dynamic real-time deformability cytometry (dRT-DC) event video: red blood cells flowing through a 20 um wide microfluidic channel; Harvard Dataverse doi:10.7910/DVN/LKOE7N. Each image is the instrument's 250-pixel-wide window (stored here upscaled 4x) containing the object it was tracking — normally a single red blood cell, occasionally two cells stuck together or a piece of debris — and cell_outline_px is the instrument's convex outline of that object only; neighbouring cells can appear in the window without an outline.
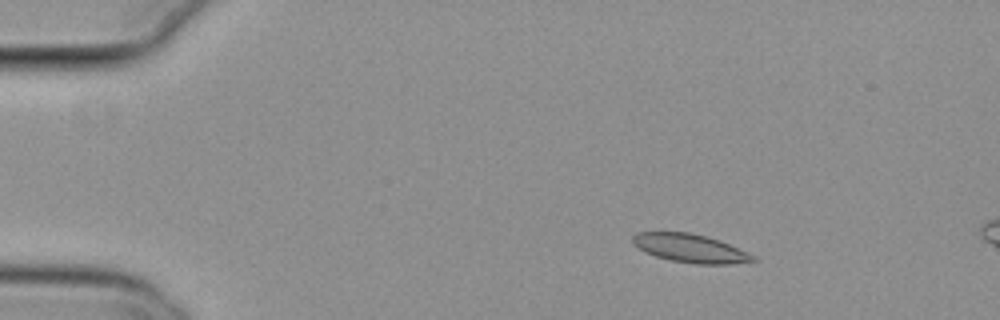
{"species": "common noctule bat (a hibernating species)", "species_latin": "Nyctalus noctula", "temperature_condition": "cold", "stored_images_in_passage": 16, "camera_frame_rate_fps": 3000, "um_per_image_px": 0.085, "animal": {"sex": "female", "body_mass_g": 29.2, "forearm_length_mm": 56.3}, "frame": {"image": 1, "passage_image": 10, "time_ms": 3.0, "image_size_px": [1000, 320], "cell_outline_px": [[756, 260], [732, 264], [696, 264], [672, 260], [656, 256], [644, 252], [632, 240], [632, 236], [636, 232], [688, 232], [708, 236], [720, 240], [756, 256]], "centroid_in_image_um": [58.69, 21.09], "position_along_channel_um": 26.3, "area_um2": 19.83}}